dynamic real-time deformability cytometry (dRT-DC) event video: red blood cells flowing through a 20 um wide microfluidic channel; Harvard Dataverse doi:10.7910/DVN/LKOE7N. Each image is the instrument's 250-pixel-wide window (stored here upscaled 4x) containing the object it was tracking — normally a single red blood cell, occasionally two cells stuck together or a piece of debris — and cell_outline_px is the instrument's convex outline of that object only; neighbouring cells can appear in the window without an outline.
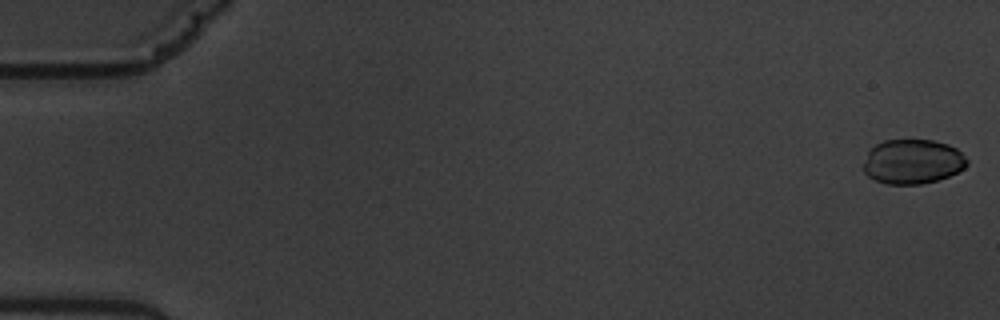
{"species": "common noctule bat (a hibernating species)", "species_latin": "Nyctalus noctula", "temperature_condition": "warm", "stored_images_in_passage": 58, "camera_frame_rate_fps": 3000, "um_per_image_px": 0.085, "animal": {"sex": "male", "body_mass_g": 19.5, "forearm_length_mm": 54.6}, "frame": {"image": 1, "passage_image": 1, "time_ms": 0.0, "image_size_px": [1000, 320], "cell_outline_px": [[968, 164], [964, 168], [948, 176], [936, 180], [920, 184], [884, 184], [868, 176], [864, 172], [864, 160], [868, 152], [876, 144], [884, 140], [932, 140], [948, 144], [956, 148], [968, 160]], "centroid_in_image_um": [77.56, 13.73], "position_along_channel_um": 7.4, "area_um2": 26.82}}
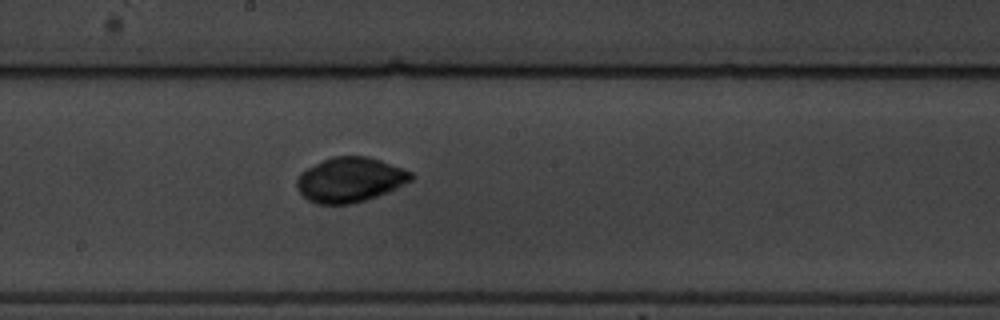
{"frame": {"image": 2, "passage_image": 32, "time_ms": 10.333, "image_size_px": [1000, 320], "cell_outline_px": [[416, 176], [412, 180], [388, 192], [352, 204], [316, 204], [308, 200], [296, 188], [296, 180], [300, 172], [332, 156], [368, 156], [380, 160], [412, 172]], "centroid_in_image_um": [29.75, 15.28], "position_along_channel_um": 218.5, "area_um2": 29.77}}
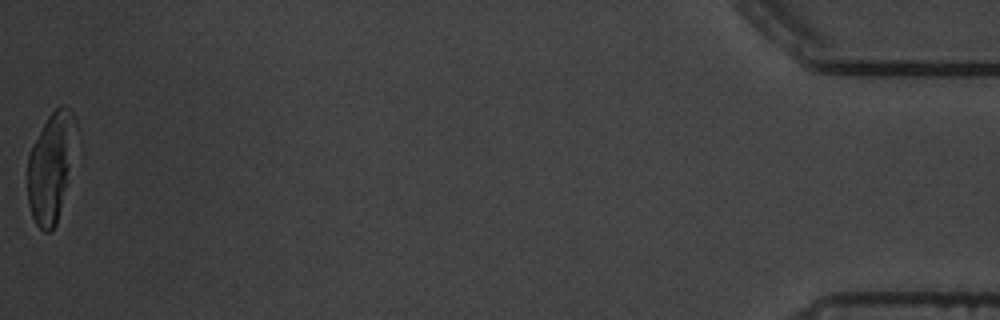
{"frame": {"image": 3, "passage_image": 58, "time_ms": 19.0, "image_size_px": [1000, 320], "cell_outline_px": [[80, 140], [56, 224], [48, 232], [44, 232], [36, 224], [32, 216], [28, 204], [28, 152], [32, 144], [48, 116], [60, 104], [64, 104], [72, 112], [76, 120], [80, 136]], "centroid_in_image_um": [4.39, 14.11], "position_along_channel_um": 430.8, "area_um2": 31.91}, "authors_computed_cell_mechanics": {"area_um2": 29.3046, "velocity_mm_per_s": 3.5308, "shape_relaxation_time_tau1_ms": 5.2848, "shape_relaxation_time_tau2_ms": 1.6515, "deformation_change_tau1": 0.0984, "deformation_change_tau2": 0.0281}}